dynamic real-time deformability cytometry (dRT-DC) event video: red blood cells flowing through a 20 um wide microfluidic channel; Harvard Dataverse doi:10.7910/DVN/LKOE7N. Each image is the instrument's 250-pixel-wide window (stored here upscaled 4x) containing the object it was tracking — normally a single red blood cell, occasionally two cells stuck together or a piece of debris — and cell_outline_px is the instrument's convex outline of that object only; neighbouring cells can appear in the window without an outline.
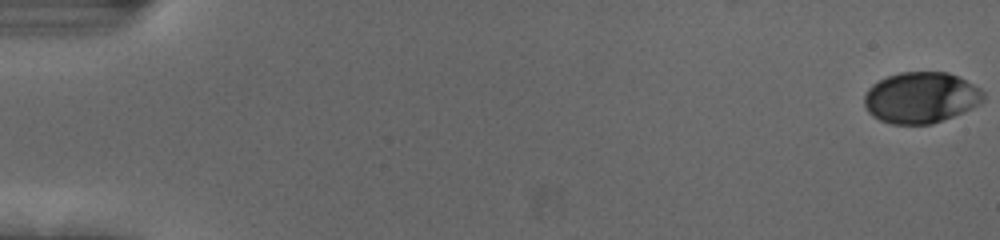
{"species": "human", "species_latin": "Homo sapiens", "temperature_condition": "cold", "stored_images_in_passage": 56, "camera_frame_rate_fps": 3000, "um_per_image_px": 0.085, "donor": {"sex": "female"}, "frame": {"image": 1, "passage_image": 1, "time_ms": 0.0, "image_size_px": [1000, 240], "cell_outline_px": [[984, 100], [980, 104], [964, 112], [932, 124], [892, 124], [880, 120], [872, 116], [868, 112], [864, 104], [864, 96], [868, 88], [872, 84], [888, 76], [900, 72], [948, 72], [980, 88], [984, 92]], "centroid_in_image_um": [78.27, 8.3], "position_along_channel_um": 6.7, "area_um2": 35.49}}
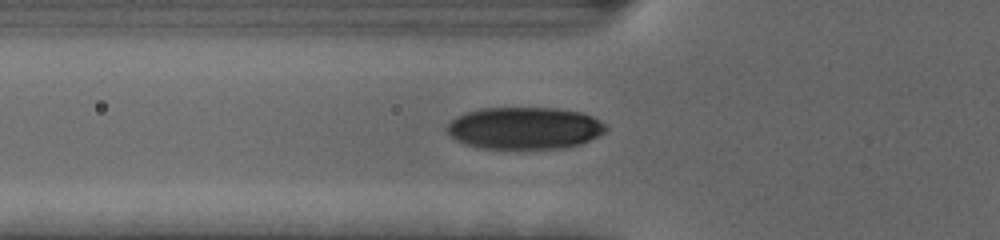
{"frame": {"image": 2, "passage_image": 21, "time_ms": 6.667, "image_size_px": [1000, 240], "cell_outline_px": [[608, 128], [604, 132], [580, 144], [564, 148], [484, 148], [464, 144], [456, 140], [444, 128], [456, 116], [480, 108], [556, 108], [580, 112], [592, 116], [608, 124]], "centroid_in_image_um": [44.59, 10.88], "position_along_channel_um": 81.2, "area_um2": 38.9}}
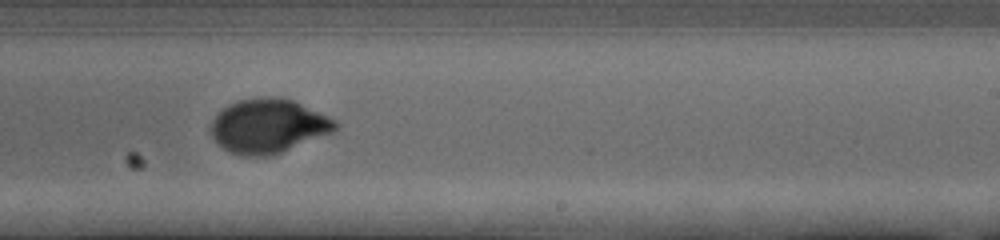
{"frame": {"image": 3, "passage_image": 36, "time_ms": 11.667, "image_size_px": [1000, 240], "cell_outline_px": [[340, 124], [332, 132], [280, 152], [268, 156], [244, 156], [232, 152], [224, 148], [212, 136], [212, 120], [228, 104], [240, 100], [292, 100], [328, 116], [336, 120]], "centroid_in_image_um": [22.82, 10.75], "position_along_channel_um": 266.2, "area_um2": 37.69}, "authors_computed_cell_mechanics": {"area_um2": 37.8301, "velocity_mm_per_s": 3.6989, "shape_relaxation_time_tau1_ms": 3.5737, "shape_relaxation_time_tau2_ms": null, "deformation_change_tau1": 0.1723, "deformation_change_tau2": null}}